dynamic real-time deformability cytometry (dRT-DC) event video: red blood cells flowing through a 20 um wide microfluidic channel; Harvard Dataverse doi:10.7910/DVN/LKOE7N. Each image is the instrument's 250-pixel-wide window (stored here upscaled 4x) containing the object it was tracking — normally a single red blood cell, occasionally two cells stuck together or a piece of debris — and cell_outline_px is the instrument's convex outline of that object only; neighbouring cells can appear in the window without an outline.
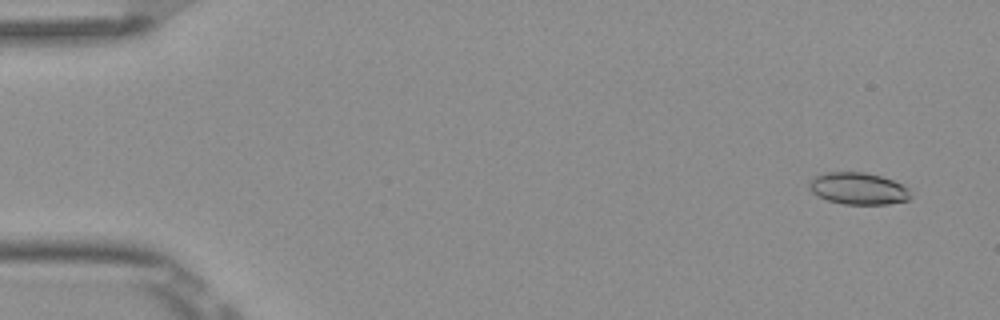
{"species": "Egyptian fruit bat (a non-hibernating species)", "species_latin": "Rousettus aegyptiacus", "temperature_condition": "room temperature", "stored_images_in_passage": 5, "camera_frame_rate_fps": 3000, "um_per_image_px": 0.085, "frame": {"image": 1, "passage_image": 1, "time_ms": 0.0, "image_size_px": [1000, 320], "cell_outline_px": [[912, 196], [908, 200], [888, 204], [844, 204], [828, 200], [816, 196], [812, 192], [808, 184], [816, 176], [824, 172], [864, 172], [880, 176], [892, 180], [908, 188]], "centroid_in_image_um": [72.95, 16.03], "position_along_channel_um": 12.1, "area_um2": 18.79}}
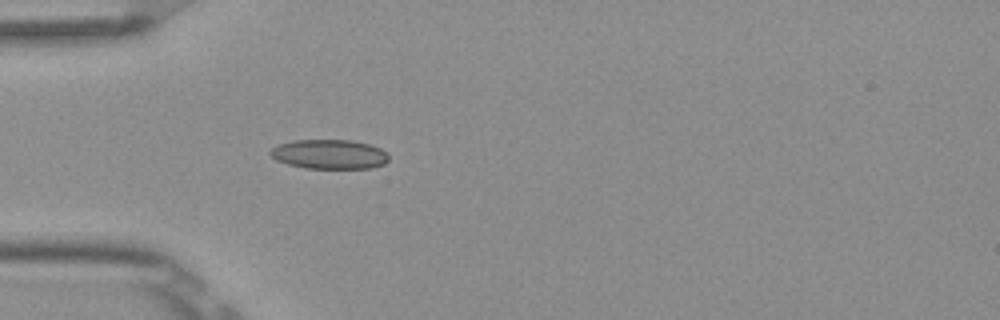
{"frame": {"image": 2, "passage_image": 5, "time_ms": 1.333, "image_size_px": [1000, 320], "cell_outline_px": [[388, 160], [384, 164], [372, 168], [304, 168], [288, 164], [276, 160], [268, 152], [272, 148], [280, 144], [296, 140], [352, 140], [368, 144], [380, 148], [388, 156]], "centroid_in_image_um": [27.99, 13.11], "position_along_channel_um": 57.0, "area_um2": 20.17}}